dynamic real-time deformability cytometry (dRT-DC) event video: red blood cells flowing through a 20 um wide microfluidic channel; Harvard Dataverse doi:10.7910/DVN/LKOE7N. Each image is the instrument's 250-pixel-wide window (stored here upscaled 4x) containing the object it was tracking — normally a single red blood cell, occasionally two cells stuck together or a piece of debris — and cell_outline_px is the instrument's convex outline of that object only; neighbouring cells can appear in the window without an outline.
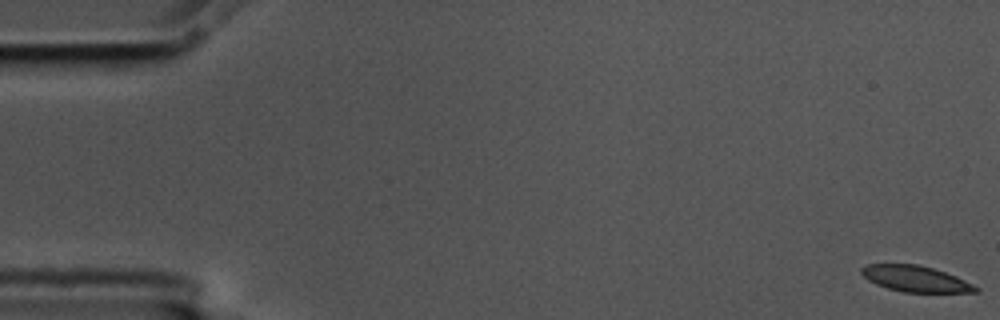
{"species": "common noctule bat (a hibernating species)", "species_latin": "Nyctalus noctula", "temperature_condition": "cold", "stored_images_in_passage": 57, "camera_frame_rate_fps": 3000, "um_per_image_px": 0.085, "animal": {"sex": "male", "body_mass_g": 17.5, "forearm_length_mm": 52.3}, "frame": {"image": 1, "passage_image": 1, "time_ms": 0.0, "image_size_px": [1000, 320], "cell_outline_px": [[980, 292], [904, 292], [888, 288], [876, 284], [868, 280], [860, 272], [860, 268], [864, 264], [920, 264], [956, 276], [980, 288]], "centroid_in_image_um": [77.8, 23.69], "position_along_channel_um": 7.2, "area_um2": 17.28}}
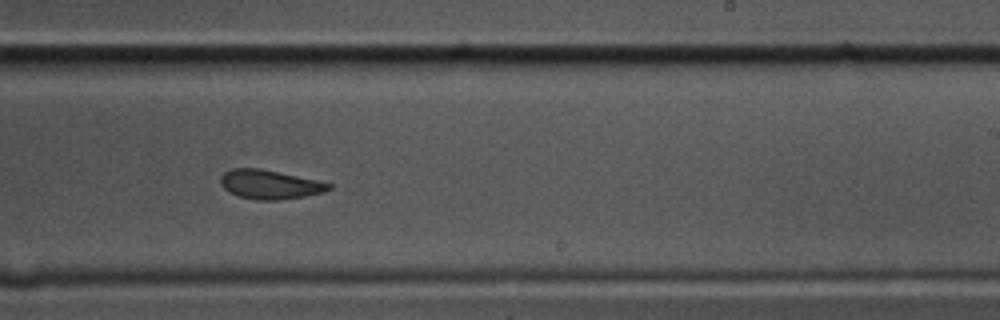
{"frame": {"image": 2, "passage_image": 35, "time_ms": 11.333, "image_size_px": [1000, 320], "cell_outline_px": [[332, 188], [320, 192], [304, 196], [280, 200], [256, 200], [240, 196], [228, 192], [220, 184], [220, 176], [224, 172], [232, 168], [260, 168], [316, 180], [332, 184]], "centroid_in_image_um": [22.87, 15.67], "position_along_channel_um": 266.1, "area_um2": 18.21}}
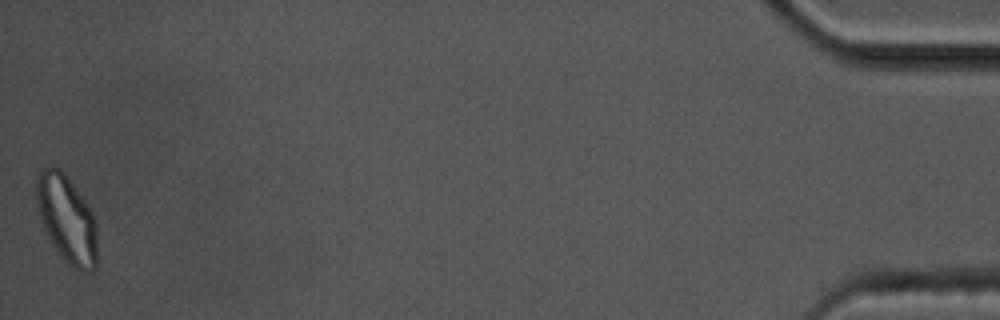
{"frame": {"image": 3, "passage_image": 57, "time_ms": 18.667, "image_size_px": [1000, 320], "cell_outline_px": [[96, 268], [88, 272], [80, 272], [72, 268], [68, 264], [52, 244], [40, 220], [36, 204], [36, 172], [40, 168], [52, 164], [60, 168], [64, 172], [84, 200], [92, 212], [96, 220]], "centroid_in_image_um": [5.65, 18.58], "position_along_channel_um": 429.6, "area_um2": 31.39}, "authors_computed_cell_mechanics": {"area_um2": 19.0162, "velocity_mm_per_s": 3.5458, "shape_relaxation_time_tau1_ms": 6.447, "shape_relaxation_time_tau2_ms": 3.4911, "deformation_change_tau1": 0.1724, "deformation_change_tau2": 0.0813}}